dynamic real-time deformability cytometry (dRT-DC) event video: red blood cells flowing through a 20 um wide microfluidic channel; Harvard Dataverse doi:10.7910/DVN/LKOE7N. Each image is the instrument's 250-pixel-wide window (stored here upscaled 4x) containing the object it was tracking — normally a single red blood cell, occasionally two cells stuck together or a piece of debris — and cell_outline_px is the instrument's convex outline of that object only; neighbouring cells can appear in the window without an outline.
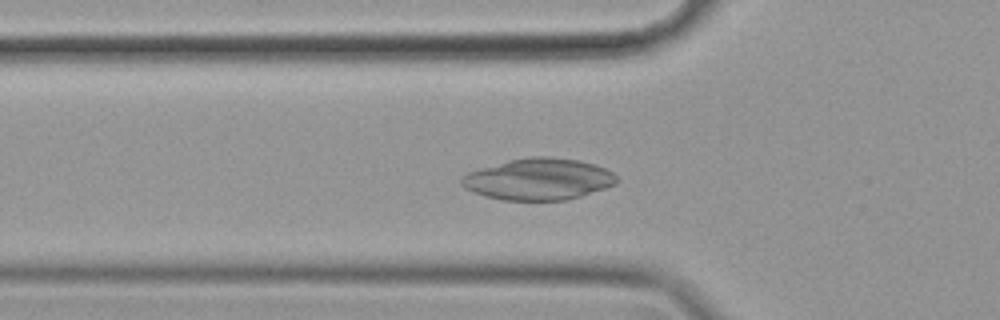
{"species": "common noctule bat (a hibernating species)", "species_latin": "Nyctalus noctula", "temperature_condition": "cold", "stored_images_in_passage": 47, "camera_frame_rate_fps": 3000, "um_per_image_px": 0.085, "animal": {"sex": "female", "body_mass_g": 19.9}, "frame": {"image": 1, "passage_image": 12, "time_ms": 3.667, "image_size_px": [1000, 320], "cell_outline_px": [[620, 180], [616, 184], [580, 196], [564, 200], [504, 200], [484, 196], [472, 192], [464, 188], [460, 184], [460, 180], [468, 172], [508, 160], [528, 156], [548, 156], [580, 160], [596, 164], [612, 172]], "centroid_in_image_um": [45.77, 15.22], "position_along_channel_um": 80.0, "area_um2": 37.69}}
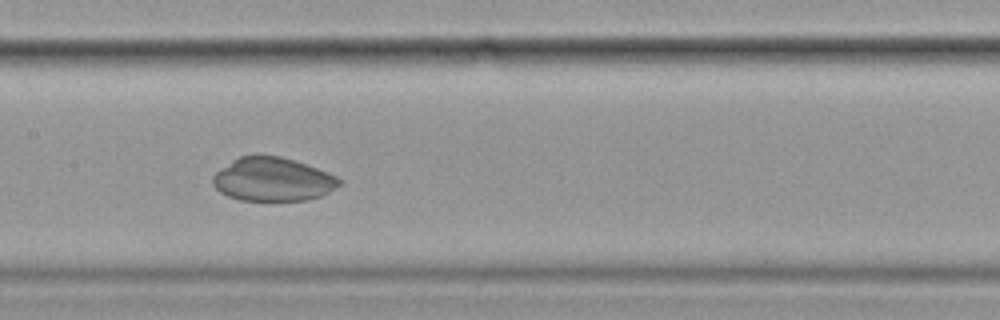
{"frame": {"image": 2, "passage_image": 21, "time_ms": 6.667, "image_size_px": [1000, 320], "cell_outline_px": [[344, 184], [320, 196], [308, 200], [240, 200], [228, 196], [220, 192], [212, 184], [212, 176], [220, 168], [232, 160], [240, 156], [280, 156], [316, 168], [336, 176], [344, 180]], "centroid_in_image_um": [23.19, 15.26], "position_along_channel_um": 184.2, "area_um2": 31.96}}
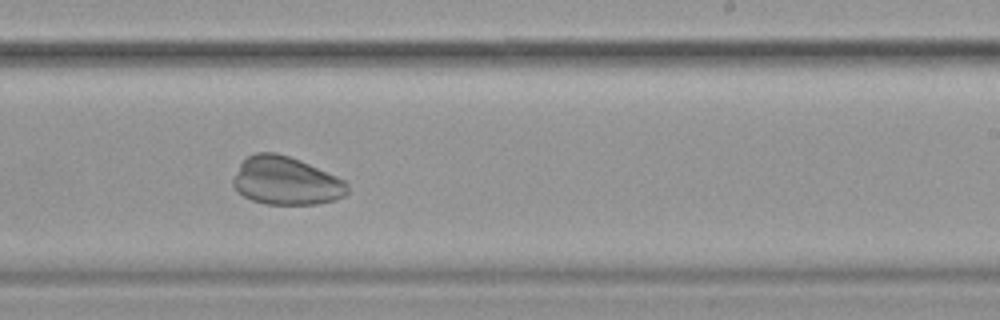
{"frame": {"image": 3, "passage_image": 28, "time_ms": 9.0, "image_size_px": [1000, 320], "cell_outline_px": [[348, 192], [344, 196], [336, 200], [316, 204], [264, 204], [252, 200], [244, 196], [232, 184], [232, 180], [240, 164], [248, 156], [256, 152], [276, 152], [300, 160], [336, 176], [344, 180], [348, 184]], "centroid_in_image_um": [24.32, 15.38], "position_along_channel_um": 264.7, "area_um2": 31.96}}